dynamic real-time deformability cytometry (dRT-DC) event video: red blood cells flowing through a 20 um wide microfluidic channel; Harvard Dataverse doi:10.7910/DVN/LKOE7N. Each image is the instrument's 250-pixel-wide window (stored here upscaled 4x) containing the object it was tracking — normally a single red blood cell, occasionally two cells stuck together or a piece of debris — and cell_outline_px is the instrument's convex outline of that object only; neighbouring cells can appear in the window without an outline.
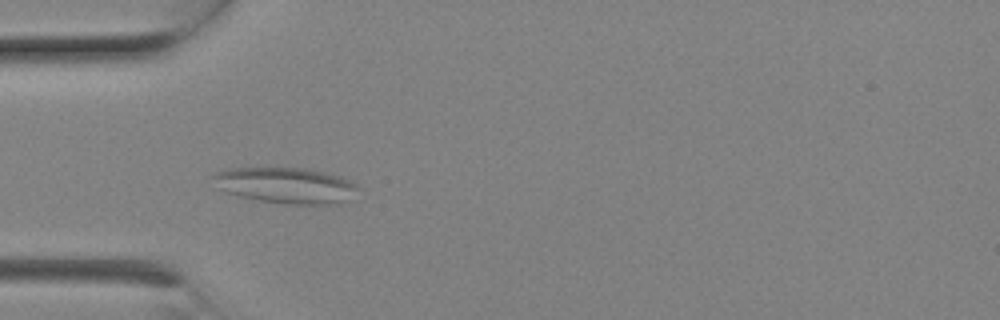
{"species": "Egyptian fruit bat (a non-hibernating species)", "species_latin": "Rousettus aegyptiacus", "temperature_condition": "room temperature", "stored_images_in_passage": 6, "camera_frame_rate_fps": 3000, "um_per_image_px": 0.085, "animal": {"sex": "female"}, "frame": {"image": 1, "passage_image": 5, "time_ms": 1.333, "image_size_px": [1000, 320], "cell_outline_px": [[360, 188], [348, 200], [336, 204], [284, 204], [260, 200], [240, 196], [224, 192], [220, 188], [212, 176], [216, 172], [232, 168], [304, 168], [324, 172], [340, 176], [356, 184]], "centroid_in_image_um": [24.33, 15.76], "position_along_channel_um": 60.7, "area_um2": 30.11}}